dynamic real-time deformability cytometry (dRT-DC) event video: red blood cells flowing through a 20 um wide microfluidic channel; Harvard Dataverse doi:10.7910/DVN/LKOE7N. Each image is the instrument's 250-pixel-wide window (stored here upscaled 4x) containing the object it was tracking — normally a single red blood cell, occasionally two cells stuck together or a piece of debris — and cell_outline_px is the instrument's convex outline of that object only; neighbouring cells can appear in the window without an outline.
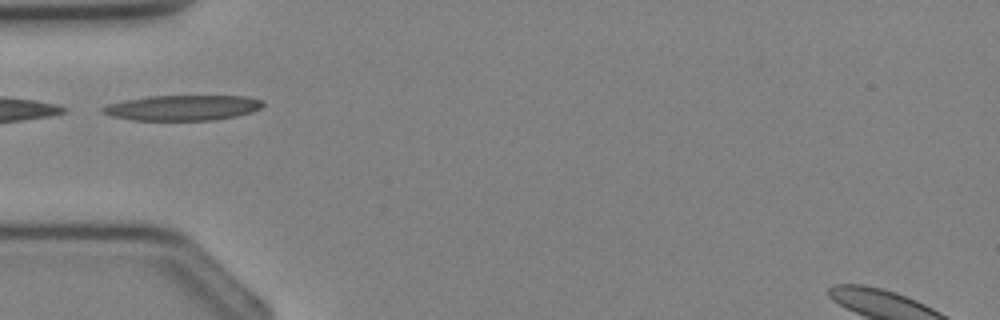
{"species": "Egyptian fruit bat (a non-hibernating species)", "species_latin": "Rousettus aegyptiacus", "temperature_condition": "cold", "stored_images_in_passage": 1, "camera_frame_rate_fps": 3000, "um_per_image_px": 0.085, "animal": {"sex": "female"}, "frame": {"image": 1, "passage_image": 1, "time_ms": 0.0, "image_size_px": [1000, 320], "cell_outline_px": [[264, 104], [260, 108], [252, 112], [236, 116], [216, 120], [132, 120], [112, 116], [100, 112], [100, 108], [108, 104], [124, 100], [148, 96], [244, 96], [260, 100]], "centroid_in_image_um": [15.48, 9.16], "position_along_channel_um": 69.5, "area_um2": 23.64}}